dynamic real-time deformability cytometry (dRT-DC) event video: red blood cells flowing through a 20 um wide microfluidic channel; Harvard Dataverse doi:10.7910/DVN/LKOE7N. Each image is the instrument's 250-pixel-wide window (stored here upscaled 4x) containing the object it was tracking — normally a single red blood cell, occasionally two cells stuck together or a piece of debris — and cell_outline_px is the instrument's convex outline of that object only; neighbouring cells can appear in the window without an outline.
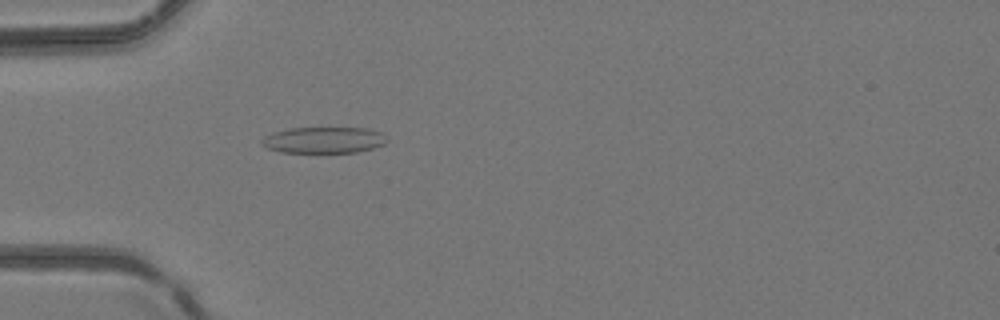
{"species": "common noctule bat (a hibernating species)", "species_latin": "Nyctalus noctula", "temperature_condition": "room temperature", "stored_images_in_passage": 5, "camera_frame_rate_fps": 3000, "um_per_image_px": 0.085, "animal": {"sex": "female", "body_mass_g": 24.6, "forearm_length_mm": 56.2}, "frame": {"image": 1, "passage_image": 5, "time_ms": 4.333, "image_size_px": [1000, 320], "cell_outline_px": [[388, 140], [384, 144], [372, 148], [356, 152], [280, 152], [268, 148], [260, 144], [260, 140], [264, 136], [288, 128], [368, 128], [380, 132], [388, 136]], "centroid_in_image_um": [27.53, 11.9], "position_along_channel_um": 57.5, "area_um2": 19.13}}